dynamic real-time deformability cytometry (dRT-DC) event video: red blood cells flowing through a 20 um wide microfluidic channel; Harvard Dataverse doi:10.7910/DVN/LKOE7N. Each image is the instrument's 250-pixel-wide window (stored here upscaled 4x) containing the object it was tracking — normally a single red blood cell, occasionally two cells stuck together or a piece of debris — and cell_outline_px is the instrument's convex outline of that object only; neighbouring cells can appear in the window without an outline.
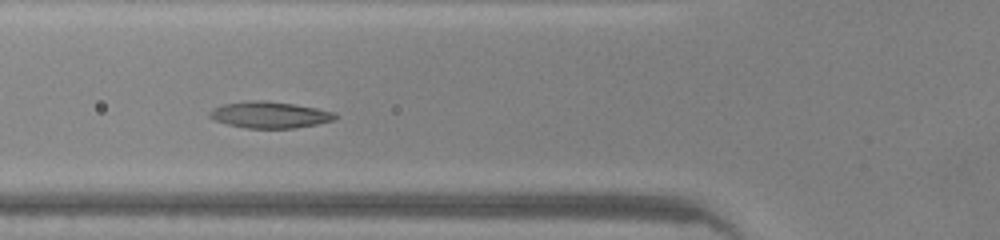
{"species": "common noctule bat (a hibernating species)", "species_latin": "Nyctalus noctula", "temperature_condition": "warm", "stored_images_in_passage": 29, "camera_frame_rate_fps": 3000, "um_per_image_px": 0.085, "animal": {"sex": "male", "body_mass_g": 20.0, "forearm_length_mm": 53.3}, "frame": {"image": 1, "passage_image": 5, "time_ms": 1.333, "image_size_px": [1000, 240], "cell_outline_px": [[340, 116], [336, 120], [296, 128], [248, 128], [228, 124], [212, 120], [208, 116], [208, 112], [212, 108], [224, 104], [248, 100], [264, 100], [296, 104], [336, 112]], "centroid_in_image_um": [22.94, 9.75], "position_along_channel_um": 102.9, "area_um2": 19.65}}
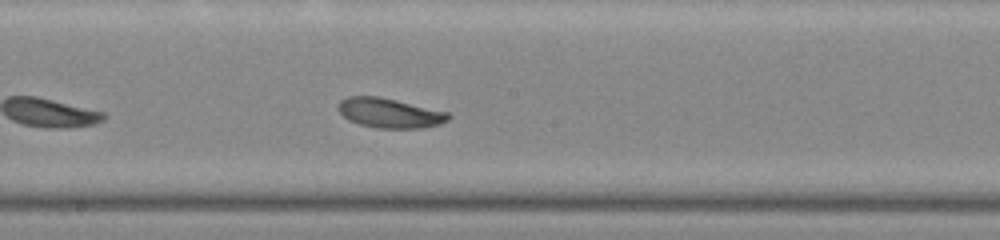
{"frame": {"image": 2, "passage_image": 13, "time_ms": 4.0, "image_size_px": [1000, 240], "cell_outline_px": [[452, 116], [448, 120], [440, 124], [424, 128], [376, 128], [360, 124], [348, 120], [336, 108], [340, 100], [348, 96], [380, 96], [448, 112]], "centroid_in_image_um": [33.12, 9.6], "position_along_channel_um": 215.1, "area_um2": 19.19}}
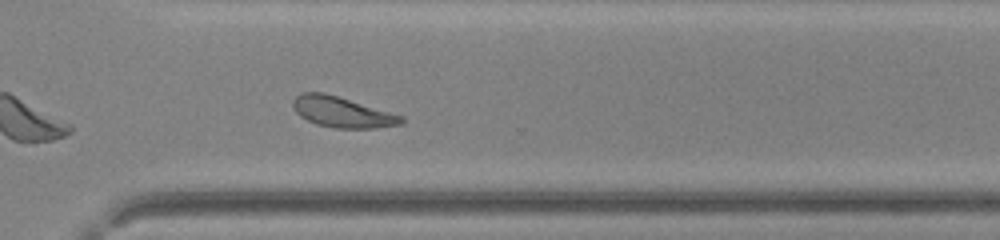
{"frame": {"image": 3, "passage_image": 22, "time_ms": 7.0, "image_size_px": [1000, 240], "cell_outline_px": [[404, 124], [376, 128], [336, 128], [316, 124], [300, 116], [296, 112], [292, 104], [292, 100], [300, 92], [324, 92], [404, 116]], "centroid_in_image_um": [29.08, 9.52], "position_along_channel_um": 341.5, "area_um2": 19.36}, "authors_computed_cell_mechanics": {"area_um2": 18.8428, "velocity_mm_per_s": 4.2167, "shape_relaxation_time_tau1_ms": 2.1476, "shape_relaxation_time_tau2_ms": null, "deformation_change_tau1": 0.106, "deformation_change_tau2": null}}